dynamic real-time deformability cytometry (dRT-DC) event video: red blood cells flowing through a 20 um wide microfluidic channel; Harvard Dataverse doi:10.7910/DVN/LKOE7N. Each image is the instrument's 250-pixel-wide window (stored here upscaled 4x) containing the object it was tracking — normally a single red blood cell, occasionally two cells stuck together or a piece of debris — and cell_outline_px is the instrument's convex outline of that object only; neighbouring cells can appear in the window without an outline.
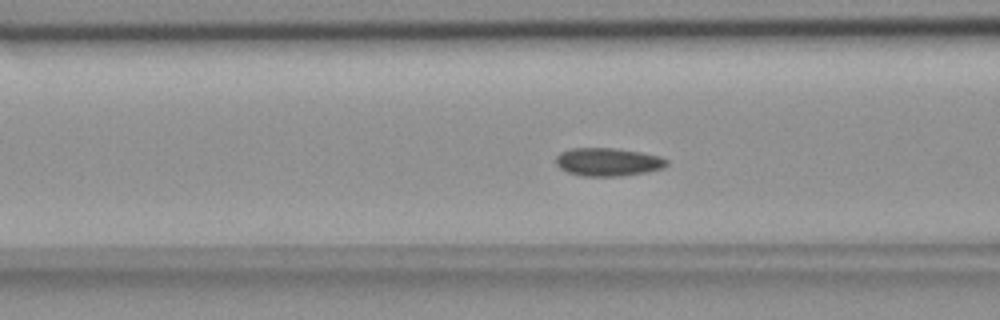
{"species": "common noctule bat (a hibernating species)", "species_latin": "Nyctalus noctula", "temperature_condition": "room temperature", "stored_images_in_passage": 44, "segment_of_instrument_passage": [1, 2], "camera_frame_rate_fps": 3000, "um_per_image_px": 0.085, "animal": {"sex": "female", "body_mass_g": 18.4}, "frame": {"image": 1, "passage_image": 9, "time_ms": 2.667, "image_size_px": [1000, 320], "cell_outline_px": [[668, 164], [664, 168], [648, 172], [620, 176], [580, 176], [568, 172], [560, 168], [556, 164], [556, 156], [560, 152], [572, 148], [612, 148], [640, 152], [660, 156], [668, 160]], "centroid_in_image_um": [51.68, 13.77], "position_along_channel_um": 114.9, "area_um2": 18.26}}
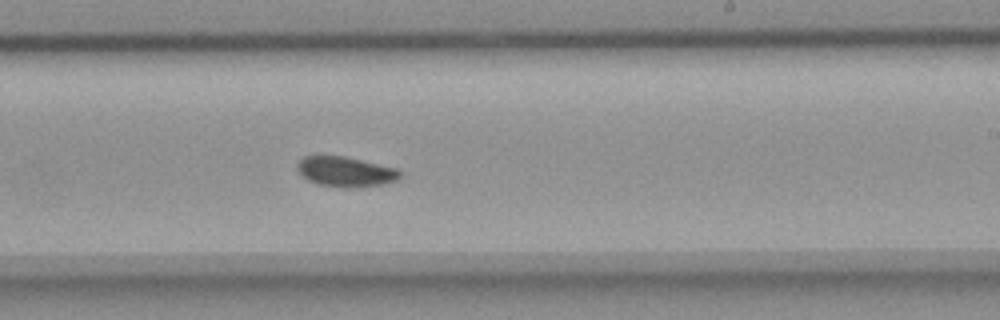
{"frame": {"image": 2, "passage_image": 21, "time_ms": 6.667, "image_size_px": [1000, 320], "cell_outline_px": [[404, 176], [396, 180], [384, 184], [348, 188], [344, 188], [320, 184], [308, 180], [296, 168], [296, 164], [304, 156], [344, 156], [396, 168], [404, 172]], "centroid_in_image_um": [29.42, 14.59], "position_along_channel_um": 259.6, "area_um2": 17.98}}
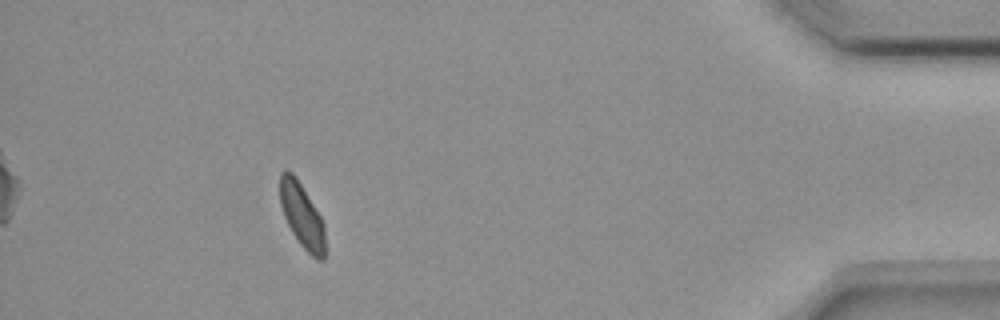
{"frame": {"image": 3, "passage_image": 38, "time_ms": 12.333, "image_size_px": [1000, 320], "cell_outline_px": [[324, 260], [316, 260], [300, 244], [292, 232], [284, 216], [280, 204], [280, 172], [284, 168], [288, 168], [296, 176], [320, 216], [324, 224]], "centroid_in_image_um": [25.64, 18.27], "position_along_channel_um": 409.6, "area_um2": 16.88}}